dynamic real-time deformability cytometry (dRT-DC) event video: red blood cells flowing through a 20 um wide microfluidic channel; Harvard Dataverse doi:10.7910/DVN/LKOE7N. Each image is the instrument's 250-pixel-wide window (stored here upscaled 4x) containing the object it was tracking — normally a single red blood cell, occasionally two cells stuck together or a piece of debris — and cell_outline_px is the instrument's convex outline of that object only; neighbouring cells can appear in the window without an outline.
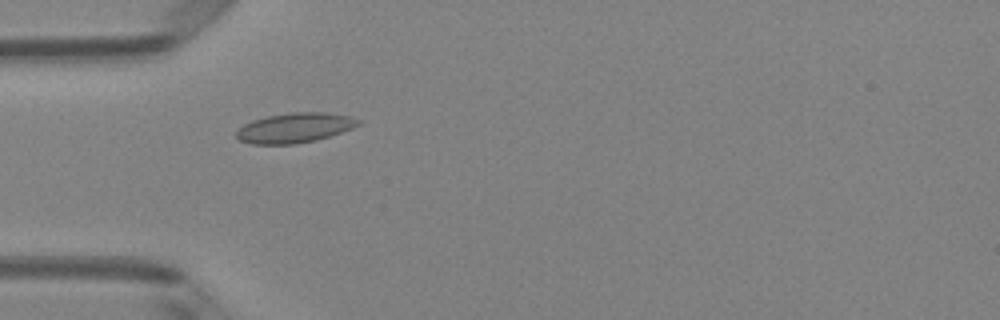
{"species": "Egyptian fruit bat (a non-hibernating species)", "species_latin": "Rousettus aegyptiacus", "temperature_condition": "room temperature", "stored_images_in_passage": 36, "camera_frame_rate_fps": 3000, "um_per_image_px": 0.085, "animal": {"sex": "female"}, "frame": {"image": 1, "passage_image": 1, "time_ms": 0.0, "image_size_px": [1000, 320], "cell_outline_px": [[360, 124], [352, 128], [316, 140], [296, 144], [252, 144], [240, 140], [236, 136], [236, 132], [244, 124], [252, 120], [268, 116], [292, 112], [328, 112], [352, 116], [360, 120]], "centroid_in_image_um": [25.07, 10.86], "position_along_channel_um": 59.9, "area_um2": 21.15}}
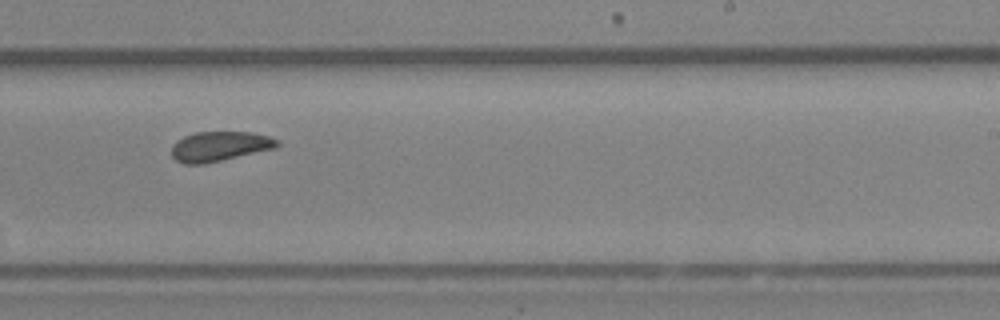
{"frame": {"image": 2, "passage_image": 17, "time_ms": 5.333, "image_size_px": [1000, 320], "cell_outline_px": [[280, 144], [276, 148], [204, 164], [184, 164], [176, 160], [172, 156], [172, 144], [176, 140], [184, 136], [196, 132], [252, 132], [268, 136], [280, 140]], "centroid_in_image_um": [18.67, 12.43], "position_along_channel_um": 270.3, "area_um2": 18.44}}
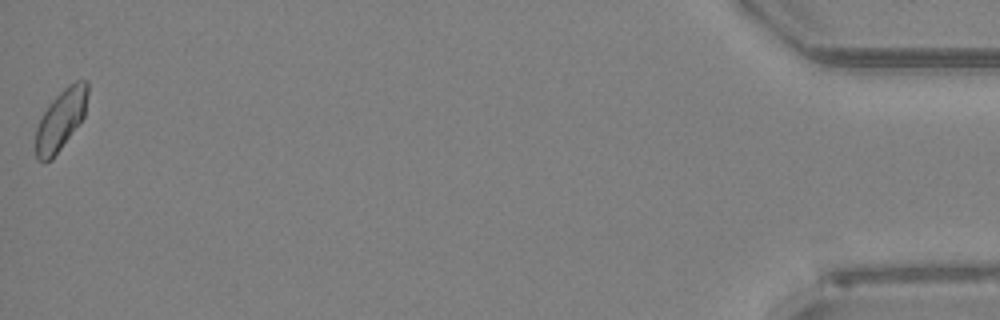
{"frame": {"image": 3, "passage_image": 36, "time_ms": 11.667, "image_size_px": [1000, 320], "cell_outline_px": [[88, 92], [84, 116], [52, 160], [44, 164], [36, 160], [36, 128], [48, 104], [68, 84], [76, 80], [88, 80]], "centroid_in_image_um": [5.16, 10.19], "position_along_channel_um": 430.0, "area_um2": 18.32}, "authors_computed_cell_mechanics": {"area_um2": 18.4671, "velocity_mm_per_s": 4.0072, "shape_relaxation_time_tau1_ms": null, "shape_relaxation_time_tau2_ms": 1.7879, "deformation_change_tau1": null, "deformation_change_tau2": 0.0343}}